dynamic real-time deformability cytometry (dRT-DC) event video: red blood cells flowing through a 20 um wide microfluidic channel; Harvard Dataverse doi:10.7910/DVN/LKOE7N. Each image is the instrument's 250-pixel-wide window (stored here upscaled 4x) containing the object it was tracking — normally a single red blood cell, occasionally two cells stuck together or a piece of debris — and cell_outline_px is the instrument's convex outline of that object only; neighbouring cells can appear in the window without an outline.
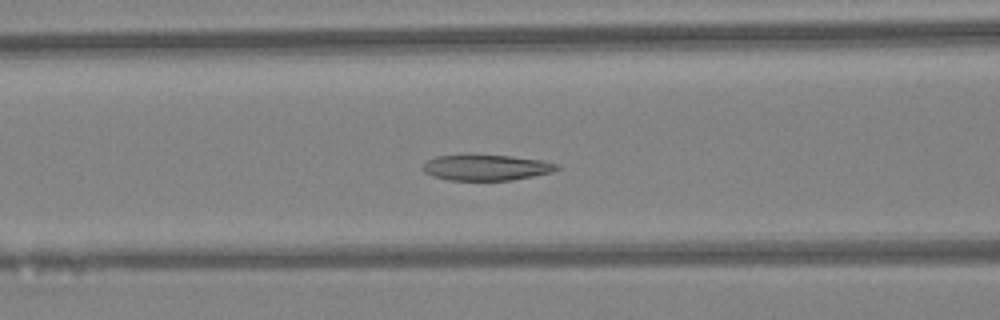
{"species": "Egyptian fruit bat (a non-hibernating species)", "species_latin": "Rousettus aegyptiacus", "temperature_condition": "warm", "stored_images_in_passage": 46, "camera_frame_rate_fps": 3000, "um_per_image_px": 0.085, "animal": {"sex": "female"}, "frame": {"image": 1, "passage_image": 19, "time_ms": 6.0, "image_size_px": [1000, 320], "cell_outline_px": [[560, 168], [552, 172], [512, 180], [448, 180], [432, 176], [424, 172], [420, 168], [428, 160], [436, 156], [512, 156], [540, 160], [560, 164]], "centroid_in_image_um": [41.34, 14.26], "position_along_channel_um": 125.3, "area_um2": 19.83}}
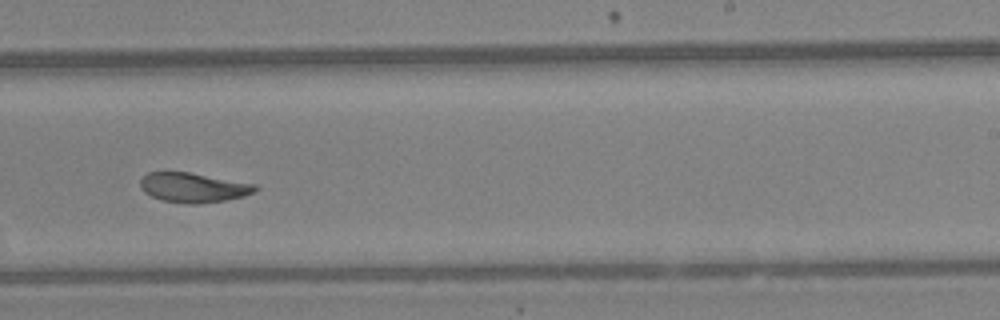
{"frame": {"image": 2, "passage_image": 29, "time_ms": 9.333, "image_size_px": [1000, 320], "cell_outline_px": [[260, 188], [244, 196], [224, 200], [196, 204], [188, 204], [160, 200], [144, 192], [140, 188], [140, 180], [148, 172], [188, 172], [256, 184]], "centroid_in_image_um": [16.41, 15.94], "position_along_channel_um": 272.6, "area_um2": 19.77}}
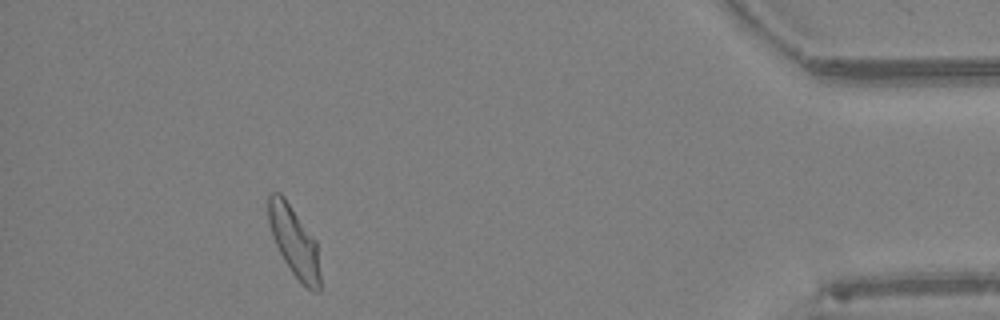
{"frame": {"image": 3, "passage_image": 42, "time_ms": 13.667, "image_size_px": [1000, 320], "cell_outline_px": [[320, 292], [312, 292], [292, 272], [284, 260], [276, 244], [268, 220], [268, 196], [272, 192], [280, 192], [284, 196], [316, 240], [320, 272]], "centroid_in_image_um": [25.02, 20.52], "position_along_channel_um": 410.2, "area_um2": 20.87}, "authors_computed_cell_mechanics": {"area_um2": 21.1837, "velocity_mm_per_s": 4.4536, "shape_relaxation_time_tau1_ms": 6.8059, "shape_relaxation_time_tau2_ms": 2.2035, "deformation_change_tau1": 0.2018, "deformation_change_tau2": 0.0766}}